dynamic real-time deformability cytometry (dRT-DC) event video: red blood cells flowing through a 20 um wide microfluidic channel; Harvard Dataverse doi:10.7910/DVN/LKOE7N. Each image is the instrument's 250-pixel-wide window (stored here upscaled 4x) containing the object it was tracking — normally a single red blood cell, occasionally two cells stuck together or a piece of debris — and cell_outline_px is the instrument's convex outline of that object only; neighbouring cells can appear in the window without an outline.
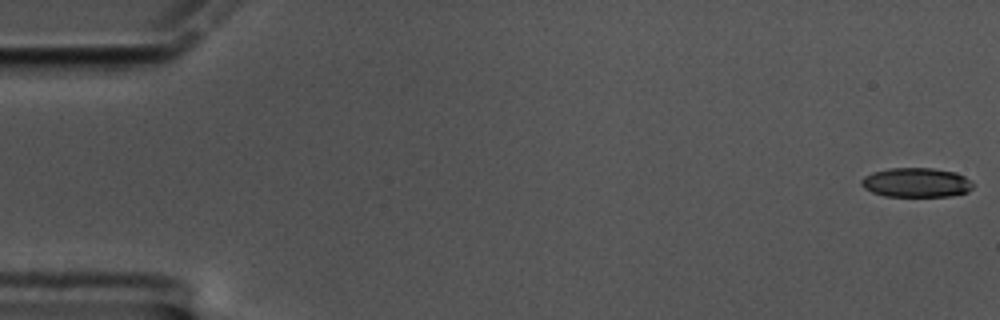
{"species": "common noctule bat (a hibernating species)", "species_latin": "Nyctalus noctula", "temperature_condition": "cold", "stored_images_in_passage": 59, "camera_frame_rate_fps": 3000, "um_per_image_px": 0.085, "animal": {"sex": "male", "body_mass_g": 17.5, "forearm_length_mm": 52.3}, "frame": {"image": 1, "passage_image": 1, "time_ms": 0.0, "image_size_px": [1000, 320], "cell_outline_px": [[972, 188], [968, 192], [948, 196], [884, 196], [872, 192], [864, 188], [860, 184], [860, 180], [864, 176], [872, 172], [888, 168], [932, 168], [956, 172], [964, 176], [972, 184]], "centroid_in_image_um": [77.84, 15.51], "position_along_channel_um": 7.2, "area_um2": 19.13}}
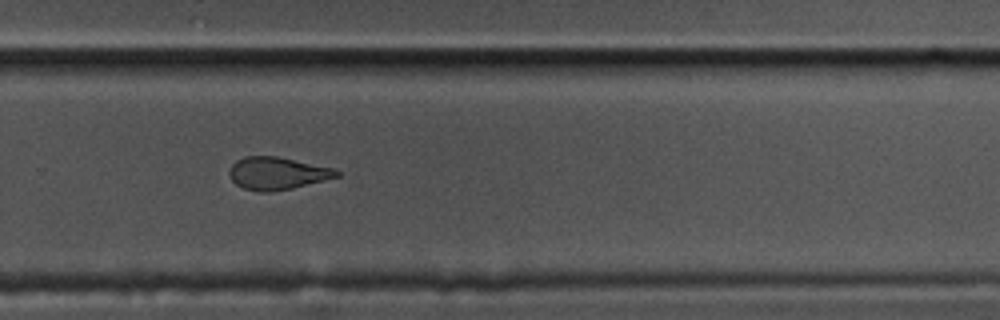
{"frame": {"image": 2, "passage_image": 40, "time_ms": 13.0, "image_size_px": [1000, 320], "cell_outline_px": [[340, 176], [292, 188], [272, 192], [260, 192], [244, 188], [236, 184], [228, 176], [228, 172], [232, 164], [236, 160], [244, 156], [276, 156], [332, 168], [340, 172]], "centroid_in_image_um": [23.51, 14.73], "position_along_channel_um": 306.3, "area_um2": 20.23}}
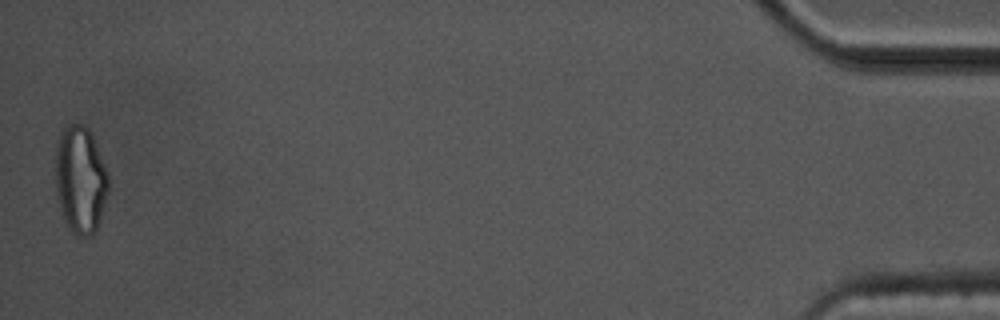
{"frame": {"image": 3, "passage_image": 59, "time_ms": 19.333, "image_size_px": [1000, 320], "cell_outline_px": [[108, 192], [100, 220], [96, 232], [92, 236], [80, 236], [72, 232], [64, 220], [60, 212], [56, 196], [56, 144], [64, 128], [72, 124], [80, 124], [88, 128], [92, 136], [108, 176]], "centroid_in_image_um": [6.82, 15.33], "position_along_channel_um": 428.4, "area_um2": 32.95}, "authors_computed_cell_mechanics": {"area_um2": 21.1548, "velocity_mm_per_s": 3.3945, "shape_relaxation_time_tau1_ms": 6.5132, "shape_relaxation_time_tau2_ms": 3.094, "deformation_change_tau1": 0.1552, "deformation_change_tau2": 0.1046}}